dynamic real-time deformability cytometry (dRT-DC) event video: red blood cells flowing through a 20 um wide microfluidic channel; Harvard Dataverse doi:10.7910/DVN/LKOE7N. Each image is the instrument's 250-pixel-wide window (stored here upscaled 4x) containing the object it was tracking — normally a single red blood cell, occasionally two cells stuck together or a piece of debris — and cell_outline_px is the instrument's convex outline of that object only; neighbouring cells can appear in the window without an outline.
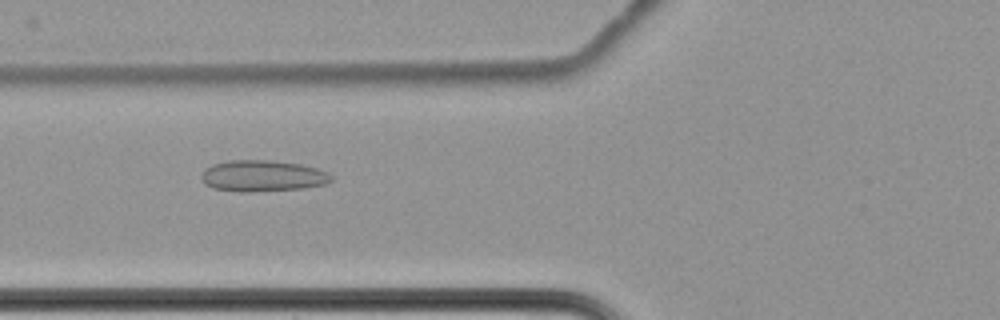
{"species": "common noctule bat (a hibernating species)", "species_latin": "Nyctalus noctula", "temperature_condition": "cold", "stored_images_in_passage": 43, "camera_frame_rate_fps": 3000, "um_per_image_px": 0.085, "animal": {"sex": "female", "body_mass_g": 22.7, "forearm_length_mm": 54.2}, "frame": {"image": 1, "passage_image": 7, "time_ms": 2.0, "image_size_px": [1000, 320], "cell_outline_px": [[332, 180], [328, 184], [304, 188], [252, 192], [240, 192], [212, 188], [204, 184], [200, 176], [204, 168], [212, 164], [228, 160], [268, 160], [300, 164], [316, 168], [328, 172], [332, 176]], "centroid_in_image_um": [22.3, 14.96], "position_along_channel_um": 103.5, "area_um2": 23.99}}
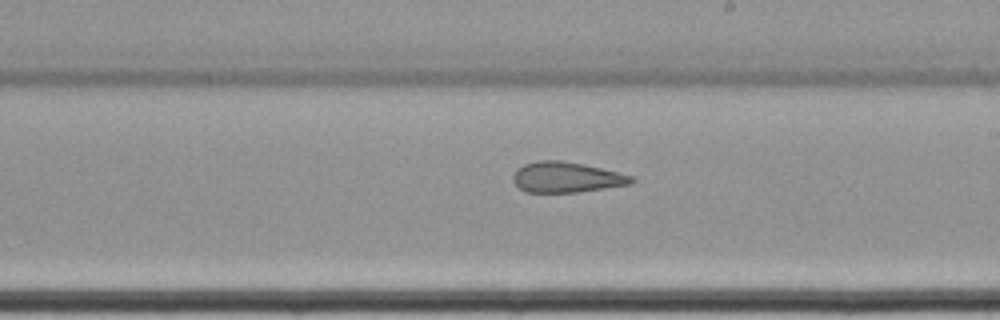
{"frame": {"image": 2, "passage_image": 19, "time_ms": 6.0, "image_size_px": [1000, 320], "cell_outline_px": [[636, 180], [632, 184], [576, 192], [524, 192], [512, 180], [512, 176], [524, 164], [536, 160], [560, 160], [584, 164], [632, 176]], "centroid_in_image_um": [48.14, 15.06], "position_along_channel_um": 240.9, "area_um2": 20.87}}
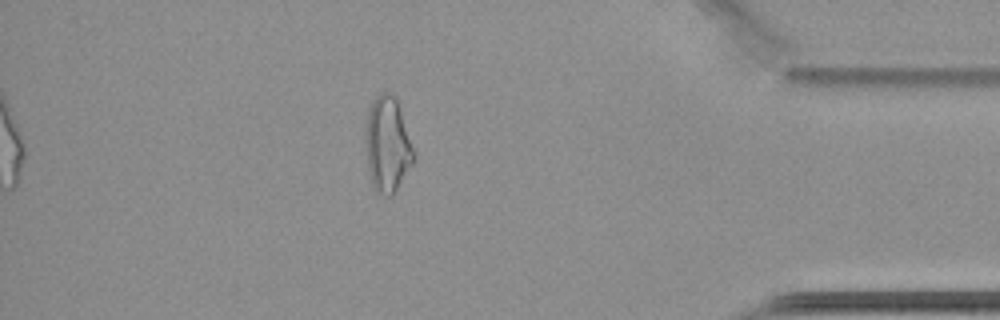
{"frame": {"image": 3, "passage_image": 36, "time_ms": 11.667, "image_size_px": [1000, 320], "cell_outline_px": [[416, 156], [412, 164], [392, 196], [388, 196], [376, 192], [372, 184], [368, 168], [364, 140], [368, 112], [372, 100], [380, 92], [392, 92], [396, 96], [416, 152]], "centroid_in_image_um": [32.94, 12.25], "position_along_channel_um": 402.3, "area_um2": 27.22}, "authors_computed_cell_mechanics": {"area_um2": 22.8888, "velocity_mm_per_s": 3.4346, "shape_relaxation_time_tau1_ms": null, "shape_relaxation_time_tau2_ms": 2.7764, "deformation_change_tau1": null, "deformation_change_tau2": 0.1123}}